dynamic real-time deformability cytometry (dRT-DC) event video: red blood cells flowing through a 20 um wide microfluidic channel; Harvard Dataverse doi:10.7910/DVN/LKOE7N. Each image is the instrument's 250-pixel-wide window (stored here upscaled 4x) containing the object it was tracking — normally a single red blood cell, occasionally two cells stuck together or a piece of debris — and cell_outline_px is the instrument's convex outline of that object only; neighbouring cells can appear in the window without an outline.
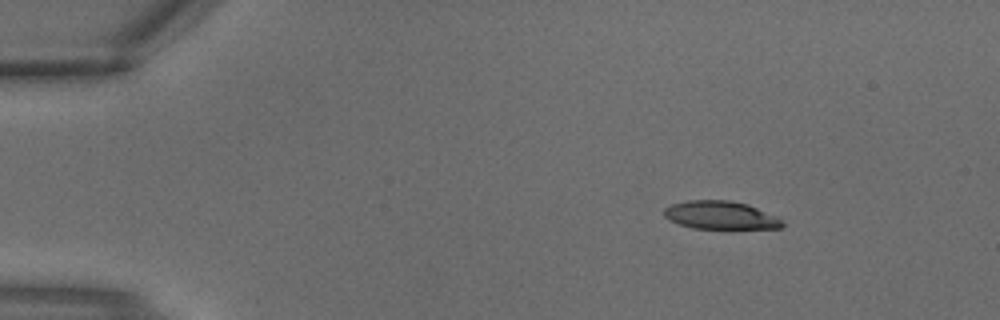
{"species": "common noctule bat (a hibernating species)", "species_latin": "Nyctalus noctula", "temperature_condition": "warm", "stored_images_in_passage": 3, "segment_of_instrument_passage": [1, 2], "camera_frame_rate_fps": 3000, "um_per_image_px": 0.085, "animal": {"sex": "male", "body_mass_g": 18.8}, "frame": {"image": 1, "passage_image": 1, "time_ms": 0.0, "image_size_px": [1000, 320], "cell_outline_px": [[784, 224], [780, 228], [692, 228], [668, 220], [664, 216], [664, 208], [672, 204], [688, 200], [728, 200], [748, 204], [776, 216]], "centroid_in_image_um": [61.21, 18.28], "position_along_channel_um": 23.8, "area_um2": 19.19}}